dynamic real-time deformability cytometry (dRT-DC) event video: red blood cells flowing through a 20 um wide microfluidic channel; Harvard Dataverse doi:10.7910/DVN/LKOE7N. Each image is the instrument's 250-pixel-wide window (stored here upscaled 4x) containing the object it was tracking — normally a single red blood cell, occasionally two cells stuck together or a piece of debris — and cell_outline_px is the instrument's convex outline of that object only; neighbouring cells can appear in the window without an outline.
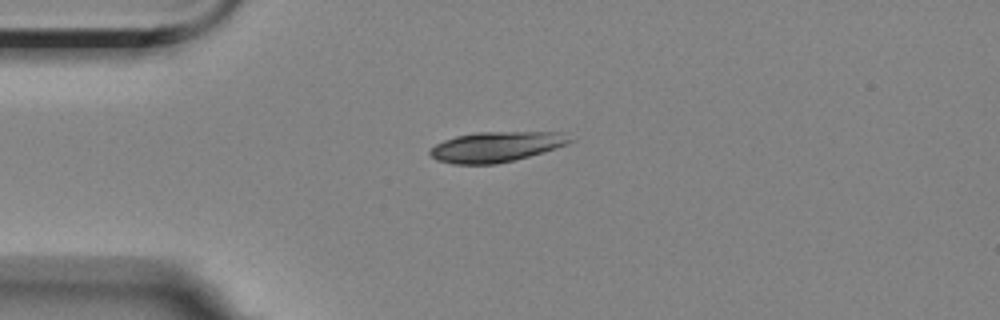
{"species": "Egyptian fruit bat (a non-hibernating species)", "species_latin": "Rousettus aegyptiacus", "temperature_condition": "room temperature", "stored_images_in_passage": 7, "camera_frame_rate_fps": 3000, "um_per_image_px": 0.085, "animal": {"sex": "female"}, "frame": {"image": 1, "passage_image": 1, "time_ms": 0.0, "image_size_px": [1000, 320], "cell_outline_px": [[572, 140], [568, 144], [544, 152], [496, 164], [452, 164], [436, 160], [428, 152], [436, 144], [444, 140], [456, 136], [476, 132], [564, 132]], "centroid_in_image_um": [42.17, 12.47], "position_along_channel_um": 42.8, "area_um2": 24.57}}
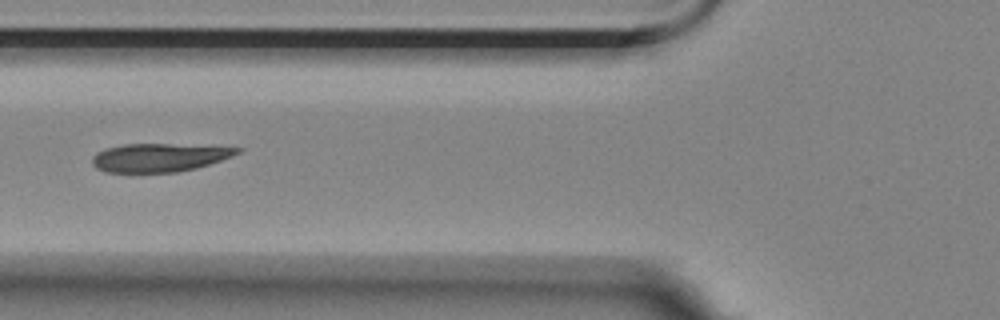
{"frame": {"image": 2, "passage_image": 3, "time_ms": 2.333, "image_size_px": [1000, 320], "cell_outline_px": [[244, 148], [240, 152], [232, 156], [196, 168], [176, 172], [104, 172], [96, 168], [92, 164], [92, 156], [96, 152], [108, 148], [124, 144], [168, 144]], "centroid_in_image_um": [13.5, 13.39], "position_along_channel_um": 112.3, "area_um2": 23.76}}
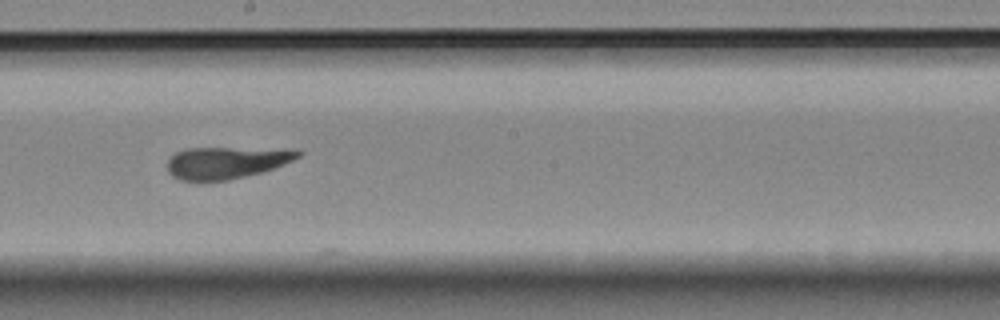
{"frame": {"image": 3, "passage_image": 6, "time_ms": 5.667, "image_size_px": [1000, 320], "cell_outline_px": [[304, 152], [300, 156], [284, 164], [264, 172], [228, 180], [180, 180], [172, 176], [168, 172], [168, 160], [176, 152], [184, 148], [296, 148]], "centroid_in_image_um": [19.31, 13.8], "position_along_channel_um": 228.9, "area_um2": 24.62}}